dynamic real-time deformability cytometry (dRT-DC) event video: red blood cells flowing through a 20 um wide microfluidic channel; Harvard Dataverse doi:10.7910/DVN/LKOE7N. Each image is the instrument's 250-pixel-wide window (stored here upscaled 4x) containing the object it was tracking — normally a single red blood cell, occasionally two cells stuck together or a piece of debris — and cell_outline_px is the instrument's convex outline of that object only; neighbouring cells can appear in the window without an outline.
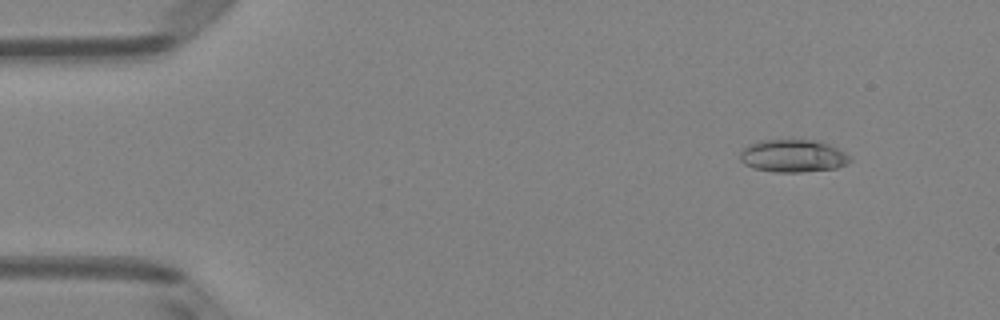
{"species": "Egyptian fruit bat (a non-hibernating species)", "species_latin": "Rousettus aegyptiacus", "temperature_condition": "room temperature", "stored_images_in_passage": 6, "camera_frame_rate_fps": 3000, "um_per_image_px": 0.085, "animal": {"sex": "female"}, "frame": {"image": 1, "passage_image": 2, "time_ms": 0.333, "image_size_px": [1000, 320], "cell_outline_px": [[852, 160], [836, 168], [800, 172], [776, 172], [756, 168], [744, 164], [740, 160], [740, 152], [748, 144], [756, 140], [816, 140], [828, 144], [852, 156]], "centroid_in_image_um": [67.39, 13.24], "position_along_channel_um": 17.6, "area_um2": 20.87}}
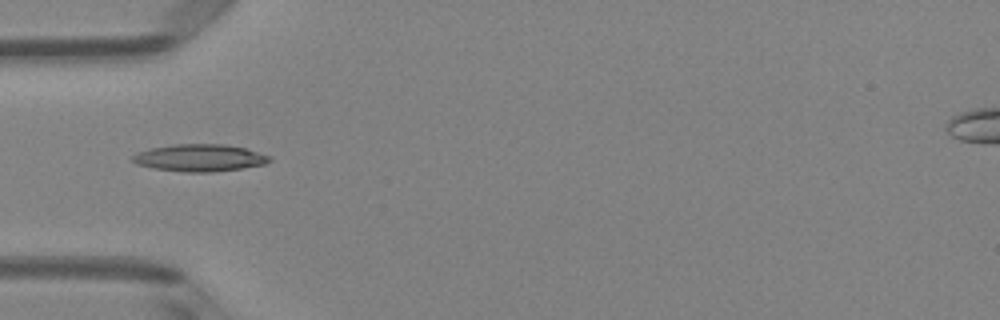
{"frame": {"image": 2, "passage_image": 5, "time_ms": 1.333, "image_size_px": [1000, 320], "cell_outline_px": [[272, 160], [264, 164], [240, 168], [212, 172], [184, 172], [152, 168], [136, 164], [132, 160], [132, 156], [136, 152], [152, 148], [176, 144], [224, 144], [244, 148], [272, 156]], "centroid_in_image_um": [16.96, 13.42], "position_along_channel_um": 68.0, "area_um2": 21.62}}
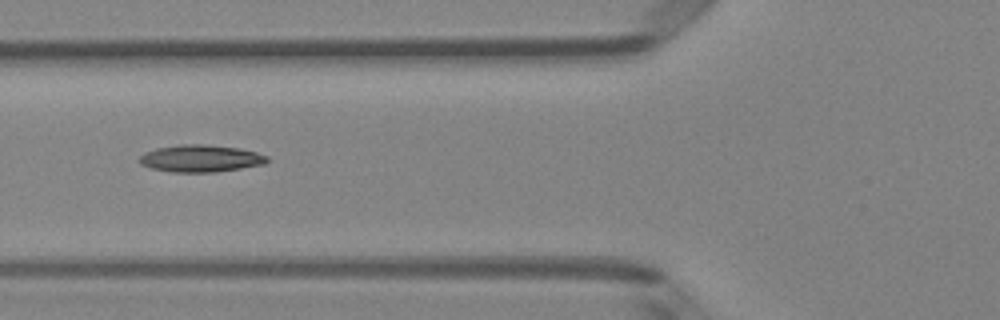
{"frame": {"image": 3, "passage_image": 6, "time_ms": 1.667, "image_size_px": [1000, 320], "cell_outline_px": [[268, 160], [264, 164], [216, 172], [172, 172], [152, 168], [140, 164], [140, 156], [144, 152], [156, 148], [180, 144], [208, 144], [240, 148], [256, 152], [268, 156]], "centroid_in_image_um": [17.05, 13.46], "position_along_channel_um": 108.7, "area_um2": 20.23}}